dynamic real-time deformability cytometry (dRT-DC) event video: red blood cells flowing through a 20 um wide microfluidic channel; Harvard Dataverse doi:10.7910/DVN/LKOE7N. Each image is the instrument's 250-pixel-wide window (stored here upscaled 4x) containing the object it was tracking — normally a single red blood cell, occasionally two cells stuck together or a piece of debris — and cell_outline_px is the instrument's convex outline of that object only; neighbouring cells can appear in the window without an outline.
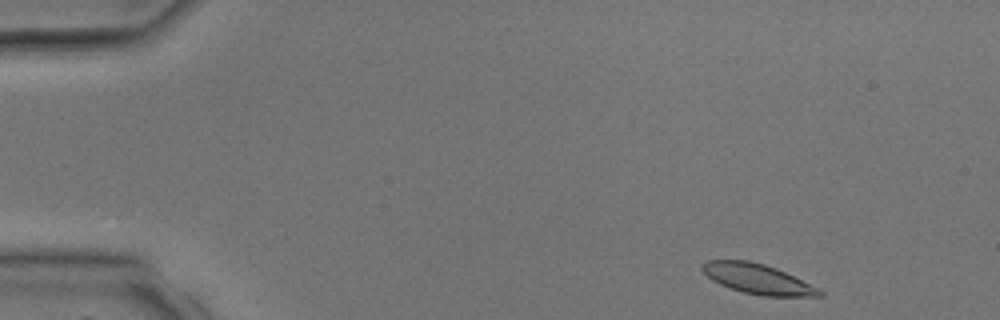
{"species": "common noctule bat (a hibernating species)", "species_latin": "Nyctalus noctula", "temperature_condition": "room temperature", "stored_images_in_passage": 3, "camera_frame_rate_fps": 3000, "um_per_image_px": 0.085, "animal": {"sex": "male", "body_mass_g": 17.9, "forearm_length_mm": 54.2}, "frame": {"image": 1, "passage_image": 1, "time_ms": 0.0, "image_size_px": [1000, 320], "cell_outline_px": [[824, 296], [764, 296], [744, 292], [720, 284], [712, 280], [700, 268], [700, 264], [708, 260], [748, 260], [764, 264], [776, 268], [820, 288], [824, 292]], "centroid_in_image_um": [64.41, 23.7], "position_along_channel_um": 20.6, "area_um2": 20.4}}
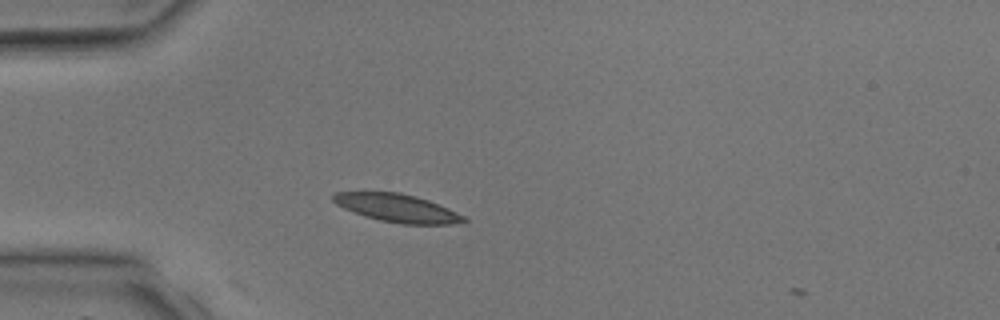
{"frame": {"image": 2, "passage_image": 3, "time_ms": 2.333, "image_size_px": [1000, 320], "cell_outline_px": [[468, 220], [452, 224], [404, 224], [380, 220], [364, 216], [344, 208], [336, 204], [332, 200], [332, 196], [336, 192], [400, 192], [416, 196], [428, 200], [448, 208], [464, 216]], "centroid_in_image_um": [33.75, 17.68], "position_along_channel_um": 51.3, "area_um2": 21.15}}